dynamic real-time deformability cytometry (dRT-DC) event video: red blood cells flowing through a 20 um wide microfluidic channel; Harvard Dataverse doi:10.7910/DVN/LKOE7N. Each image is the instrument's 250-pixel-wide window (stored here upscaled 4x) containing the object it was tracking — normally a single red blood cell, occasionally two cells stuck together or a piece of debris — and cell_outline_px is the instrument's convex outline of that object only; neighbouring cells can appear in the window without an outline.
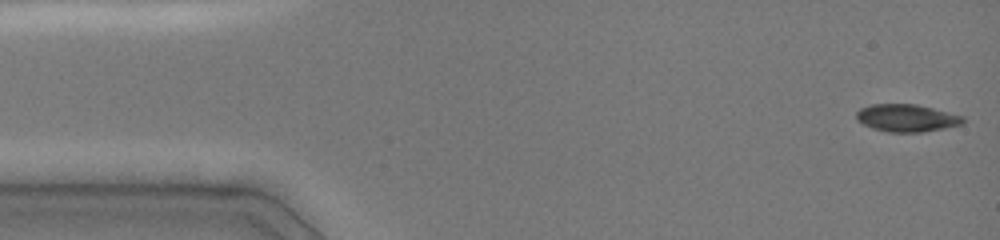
{"species": "common noctule bat (a hibernating species)", "species_latin": "Nyctalus noctula", "temperature_condition": "cold", "stored_images_in_passage": 22, "camera_frame_rate_fps": 3000, "um_per_image_px": 0.085, "animal": {"sex": "female", "body_mass_g": 19.0, "forearm_length_mm": 51.5}, "frame": {"image": 1, "passage_image": 1, "time_ms": 0.0, "image_size_px": [1000, 240], "cell_outline_px": [[964, 120], [960, 124], [944, 128], [924, 132], [888, 132], [872, 128], [856, 120], [856, 112], [860, 108], [872, 104], [916, 104], [964, 116]], "centroid_in_image_um": [77.03, 10.03], "position_along_channel_um": 8.0, "area_um2": 16.99}}
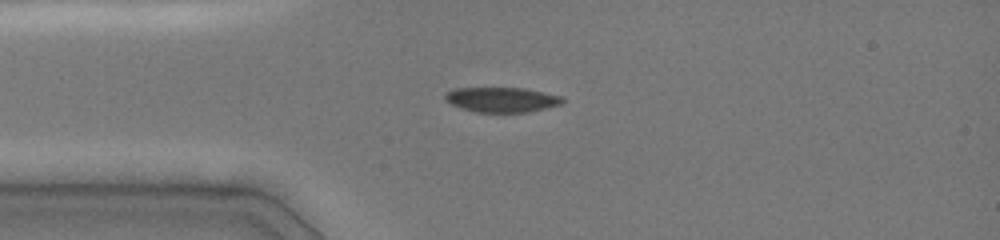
{"frame": {"image": 2, "passage_image": 14, "time_ms": 3.333, "image_size_px": [1000, 240], "cell_outline_px": [[564, 100], [560, 104], [528, 112], [476, 112], [460, 108], [444, 100], [444, 92], [452, 88], [524, 88], [564, 96]], "centroid_in_image_um": [42.6, 8.46], "position_along_channel_um": 42.4, "area_um2": 17.17}}